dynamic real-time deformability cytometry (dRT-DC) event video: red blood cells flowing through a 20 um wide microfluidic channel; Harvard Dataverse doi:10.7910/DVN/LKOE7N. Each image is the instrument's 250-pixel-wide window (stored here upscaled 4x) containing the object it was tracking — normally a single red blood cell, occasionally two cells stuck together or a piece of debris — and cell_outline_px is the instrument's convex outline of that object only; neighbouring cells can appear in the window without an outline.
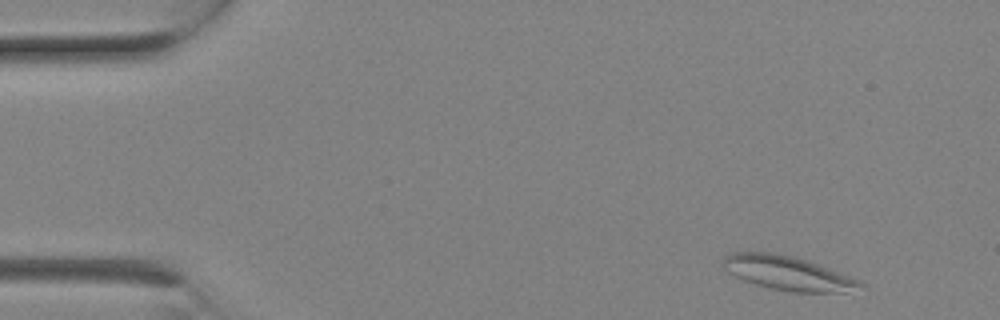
{"species": "Egyptian fruit bat (a non-hibernating species)", "species_latin": "Rousettus aegyptiacus", "temperature_condition": "room temperature", "stored_images_in_passage": 3, "camera_frame_rate_fps": 3000, "um_per_image_px": 0.085, "animal": {"sex": "female"}, "frame": {"image": 1, "passage_image": 1, "time_ms": 0.0, "image_size_px": [1000, 320], "cell_outline_px": [[868, 288], [844, 292], [792, 292], [772, 288], [756, 284], [744, 280], [728, 272], [720, 264], [720, 260], [724, 256], [732, 252], [776, 252], [792, 256], [828, 268], [860, 280], [868, 284]], "centroid_in_image_um": [66.98, 23.21], "position_along_channel_um": 18.0, "area_um2": 27.4}}